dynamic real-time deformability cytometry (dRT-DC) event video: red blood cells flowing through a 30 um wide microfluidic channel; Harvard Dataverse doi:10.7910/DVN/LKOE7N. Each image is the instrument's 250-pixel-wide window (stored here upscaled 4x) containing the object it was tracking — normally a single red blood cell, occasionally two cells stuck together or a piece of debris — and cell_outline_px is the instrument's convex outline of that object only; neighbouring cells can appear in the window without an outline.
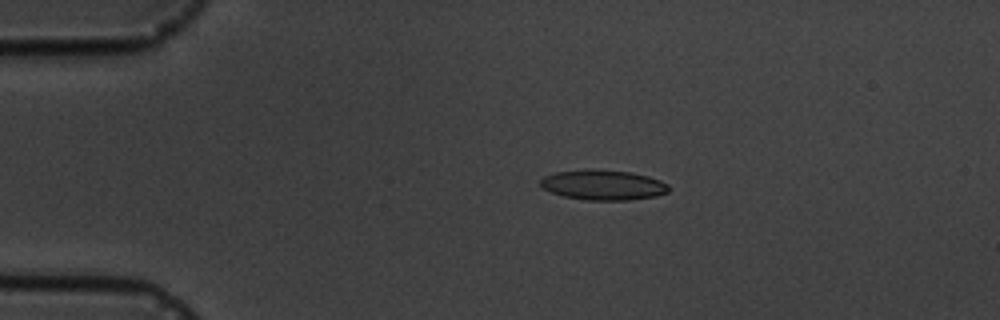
{"species": "common noctule bat (a hibernating species)", "species_latin": "Nyctalus noctula", "temperature_condition": "cold", "stored_images_in_passage": 10, "camera_frame_rate_fps": 3000, "um_per_image_px": 0.085, "animal": {"sex": "male", "body_mass_g": 19.5, "forearm_length_mm": 54.6}, "frame": {"image": 1, "passage_image": 2, "time_ms": 1.333, "image_size_px": [1000, 320], "cell_outline_px": [[668, 192], [656, 196], [632, 200], [584, 200], [564, 196], [552, 192], [544, 188], [540, 184], [540, 180], [544, 176], [556, 172], [584, 168], [592, 168], [632, 172], [648, 176], [660, 180], [668, 184]], "centroid_in_image_um": [51.27, 15.7], "position_along_channel_um": 33.7, "area_um2": 22.77}}
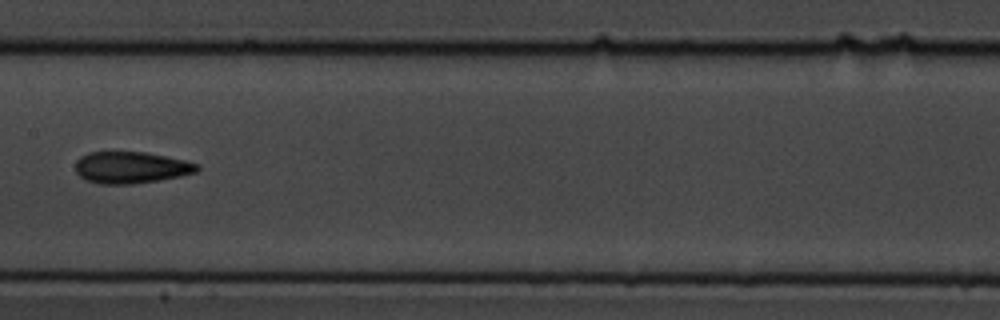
{"frame": {"image": 2, "passage_image": 7, "time_ms": 7.0, "image_size_px": [1000, 320], "cell_outline_px": [[200, 168], [196, 172], [180, 176], [132, 184], [100, 184], [88, 180], [80, 176], [76, 172], [76, 160], [80, 156], [88, 152], [144, 152], [184, 160], [200, 164]], "centroid_in_image_um": [11.13, 14.23], "position_along_channel_um": 196.3, "area_um2": 22.31}}
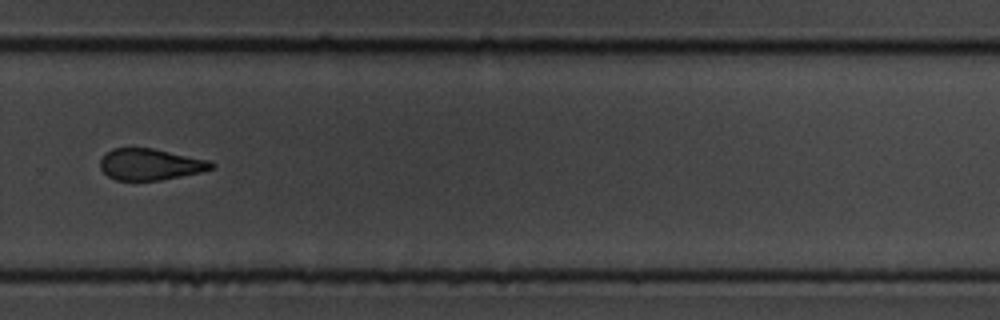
{"frame": {"image": 3, "passage_image": 10, "time_ms": 10.333, "image_size_px": [1000, 320], "cell_outline_px": [[216, 164], [212, 168], [200, 172], [160, 180], [116, 180], [108, 176], [100, 168], [100, 160], [104, 152], [112, 148], [152, 148], [208, 160]], "centroid_in_image_um": [12.72, 13.96], "position_along_channel_um": 317.1, "area_um2": 20.23}}